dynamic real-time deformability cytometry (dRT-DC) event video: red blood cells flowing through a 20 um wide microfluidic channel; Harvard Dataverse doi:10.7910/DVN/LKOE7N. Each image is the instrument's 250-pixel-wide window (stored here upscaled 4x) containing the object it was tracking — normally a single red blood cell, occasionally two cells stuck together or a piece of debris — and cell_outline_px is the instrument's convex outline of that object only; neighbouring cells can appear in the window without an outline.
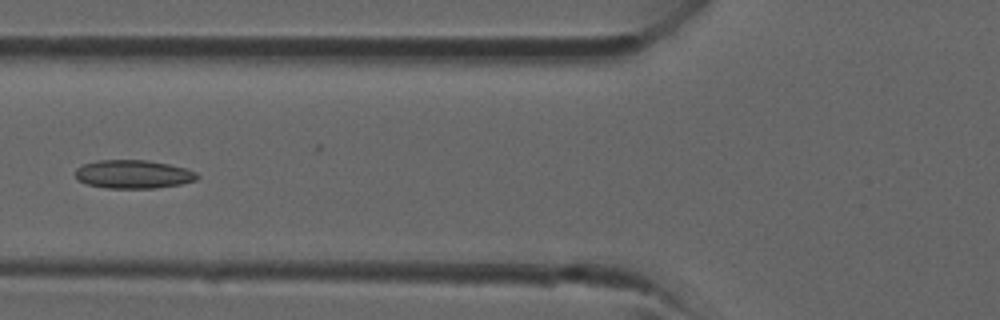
{"species": "common noctule bat (a hibernating species)", "species_latin": "Nyctalus noctula", "temperature_condition": "room temperature", "stored_images_in_passage": 38, "camera_frame_rate_fps": 3000, "um_per_image_px": 0.085, "animal": {"sex": "male", "forearm_length_mm": 52.5}, "frame": {"image": 1, "passage_image": 14, "time_ms": 4.333, "image_size_px": [1000, 320], "cell_outline_px": [[200, 176], [196, 180], [180, 184], [156, 188], [104, 188], [88, 184], [76, 180], [76, 168], [84, 164], [96, 160], [148, 160], [188, 168], [196, 172]], "centroid_in_image_um": [11.34, 14.81], "position_along_channel_um": 114.5, "area_um2": 20.35}}
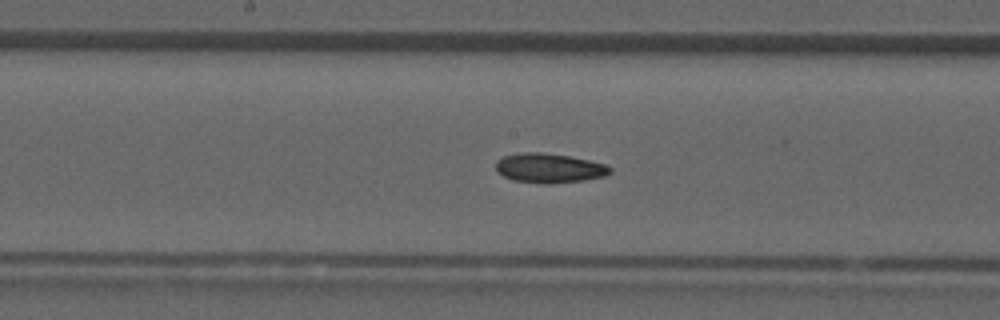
{"frame": {"image": 2, "passage_image": 19, "time_ms": 6.0, "image_size_px": [1000, 320], "cell_outline_px": [[612, 172], [604, 176], [584, 180], [552, 184], [544, 184], [512, 180], [496, 172], [496, 160], [504, 156], [520, 152], [540, 152], [568, 156], [608, 164], [612, 168]], "centroid_in_image_um": [46.68, 14.29], "position_along_channel_um": 201.5, "area_um2": 19.83}}
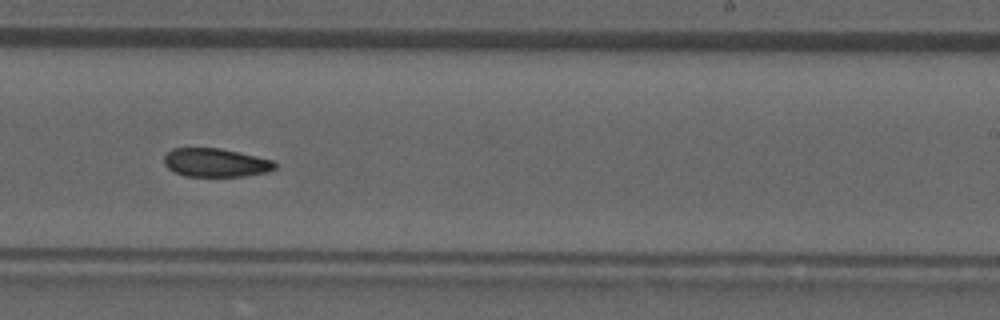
{"frame": {"image": 3, "passage_image": 23, "time_ms": 7.333, "image_size_px": [1000, 320], "cell_outline_px": [[276, 168], [268, 172], [244, 176], [184, 176], [172, 172], [164, 164], [164, 156], [172, 148], [220, 148], [256, 156], [272, 160], [276, 164]], "centroid_in_image_um": [18.3, 13.83], "position_along_channel_um": 270.7, "area_um2": 18.5}}